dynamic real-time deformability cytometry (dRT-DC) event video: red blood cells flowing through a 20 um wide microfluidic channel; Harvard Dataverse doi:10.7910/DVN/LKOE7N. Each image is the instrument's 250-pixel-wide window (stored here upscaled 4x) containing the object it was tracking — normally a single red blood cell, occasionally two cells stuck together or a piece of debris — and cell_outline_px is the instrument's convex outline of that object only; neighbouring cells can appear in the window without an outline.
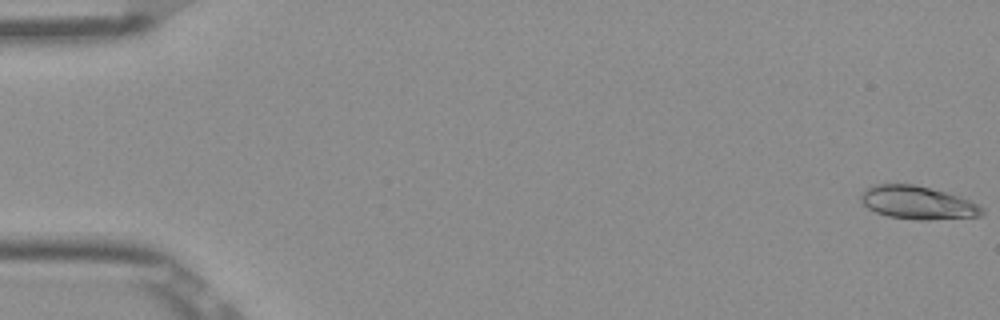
{"species": "Egyptian fruit bat (a non-hibernating species)", "species_latin": "Rousettus aegyptiacus", "temperature_condition": "room temperature", "stored_images_in_passage": 12, "camera_frame_rate_fps": 3000, "um_per_image_px": 0.085, "frame": {"image": 1, "passage_image": 1, "time_ms": 0.0, "image_size_px": [1000, 320], "cell_outline_px": [[984, 212], [980, 216], [928, 220], [916, 220], [888, 216], [876, 212], [868, 208], [860, 200], [860, 196], [868, 188], [876, 184], [912, 184], [960, 196], [980, 204], [984, 208]], "centroid_in_image_um": [78.04, 17.24], "position_along_channel_um": 7.0, "area_um2": 23.29}}